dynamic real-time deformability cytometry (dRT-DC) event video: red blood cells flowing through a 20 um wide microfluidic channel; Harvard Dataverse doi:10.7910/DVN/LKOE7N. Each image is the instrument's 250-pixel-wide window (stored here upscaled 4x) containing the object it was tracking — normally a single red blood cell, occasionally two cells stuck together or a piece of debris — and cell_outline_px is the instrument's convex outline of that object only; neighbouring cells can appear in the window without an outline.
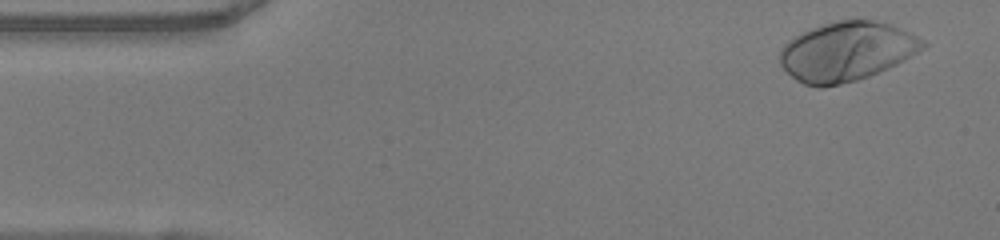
{"species": "human", "species_latin": "Homo sapiens", "temperature_condition": "warm", "stored_images_in_passage": 49, "camera_frame_rate_fps": 3000, "um_per_image_px": 0.085, "donor": {"sex": "female"}, "frame": {"image": 1, "passage_image": 2, "time_ms": 0.333, "image_size_px": [1000, 240], "cell_outline_px": [[928, 44], [924, 48], [904, 60], [880, 72], [856, 80], [824, 88], [816, 88], [804, 84], [796, 80], [780, 64], [780, 48], [788, 40], [812, 28], [836, 20], [872, 20], [892, 24], [916, 36]], "centroid_in_image_um": [71.95, 4.39], "position_along_channel_um": 13.0, "area_um2": 49.13}}
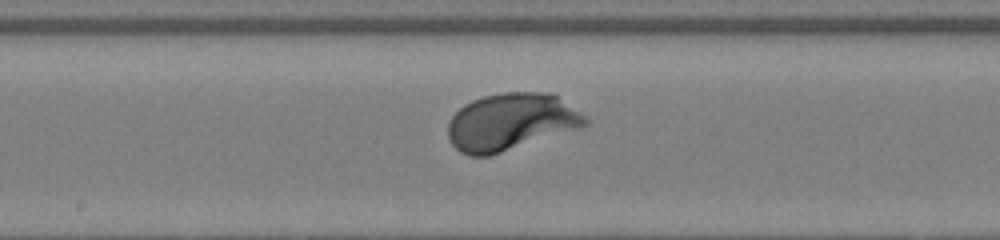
{"frame": {"image": 2, "passage_image": 24, "time_ms": 7.667, "image_size_px": [1000, 240], "cell_outline_px": [[592, 120], [584, 128], [488, 156], [468, 156], [460, 152], [448, 140], [448, 120], [464, 104], [472, 100], [484, 96], [504, 92], [548, 92], [556, 96]], "centroid_in_image_um": [43.45, 10.37], "position_along_channel_um": 204.8, "area_um2": 46.07}}
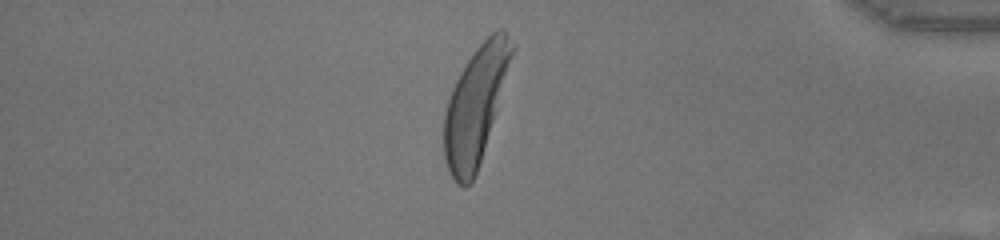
{"frame": {"image": 3, "passage_image": 41, "time_ms": 13.333, "image_size_px": [1000, 240], "cell_outline_px": [[516, 44], [480, 160], [476, 172], [472, 180], [464, 188], [456, 184], [448, 168], [444, 156], [444, 112], [452, 88], [464, 64], [476, 48], [492, 32], [500, 28], [504, 28]], "centroid_in_image_um": [40.4, 8.91], "position_along_channel_um": 394.8, "area_um2": 45.14}, "authors_computed_cell_mechanics": {"area_um2": 45.7198, "velocity_mm_per_s": 4.0064, "shape_relaxation_time_tau1_ms": 1.5218, "shape_relaxation_time_tau2_ms": null, "deformation_change_tau1": 0.1639, "deformation_change_tau2": null}}